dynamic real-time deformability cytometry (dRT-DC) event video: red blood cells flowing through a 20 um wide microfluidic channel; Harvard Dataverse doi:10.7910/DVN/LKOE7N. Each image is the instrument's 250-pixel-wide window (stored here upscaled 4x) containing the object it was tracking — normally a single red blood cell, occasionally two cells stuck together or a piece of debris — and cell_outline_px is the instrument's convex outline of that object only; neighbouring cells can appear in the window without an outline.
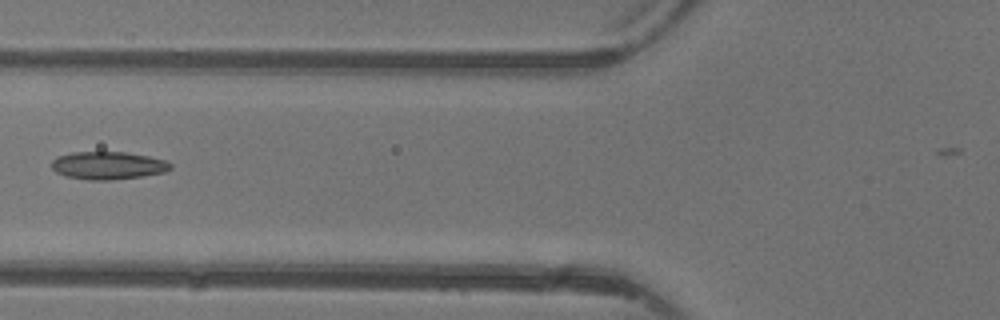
{"species": "common noctule bat (a hibernating species)", "species_latin": "Nyctalus noctula", "temperature_condition": "warm", "stored_images_in_passage": 3, "camera_frame_rate_fps": 3000, "um_per_image_px": 0.085, "animal": {"sex": "female"}, "frame": {"image": 1, "passage_image": 3, "time_ms": 2.667, "image_size_px": [1000, 320], "cell_outline_px": [[172, 168], [164, 172], [140, 176], [112, 180], [88, 180], [68, 176], [56, 172], [52, 168], [52, 160], [56, 156], [72, 152], [124, 152], [148, 156], [164, 160], [172, 164]], "centroid_in_image_um": [9.16, 14.06], "position_along_channel_um": 116.6, "area_um2": 19.13}}